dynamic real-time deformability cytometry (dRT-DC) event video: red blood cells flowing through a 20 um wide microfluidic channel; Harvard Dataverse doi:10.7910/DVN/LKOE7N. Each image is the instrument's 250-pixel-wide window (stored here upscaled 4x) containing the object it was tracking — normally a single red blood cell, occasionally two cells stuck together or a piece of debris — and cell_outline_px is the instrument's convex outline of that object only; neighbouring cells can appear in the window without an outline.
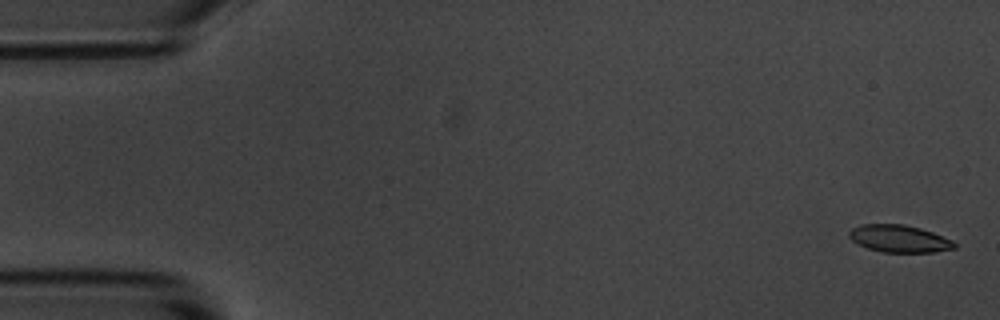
{"species": "common noctule bat (a hibernating species)", "species_latin": "Nyctalus noctula", "temperature_condition": "room temperature", "stored_images_in_passage": 5, "camera_frame_rate_fps": 3000, "um_per_image_px": 0.085, "animal": {"sex": "male", "body_mass_g": 20.1, "forearm_length_mm": 53.5}, "frame": {"image": 1, "passage_image": 1, "time_ms": 0.0, "image_size_px": [1000, 320], "cell_outline_px": [[956, 248], [936, 252], [884, 252], [868, 248], [852, 240], [848, 236], [848, 232], [852, 228], [860, 224], [904, 224], [920, 228], [932, 232], [952, 240], [956, 244]], "centroid_in_image_um": [76.44, 20.28], "position_along_channel_um": 8.6, "area_um2": 16.7}}
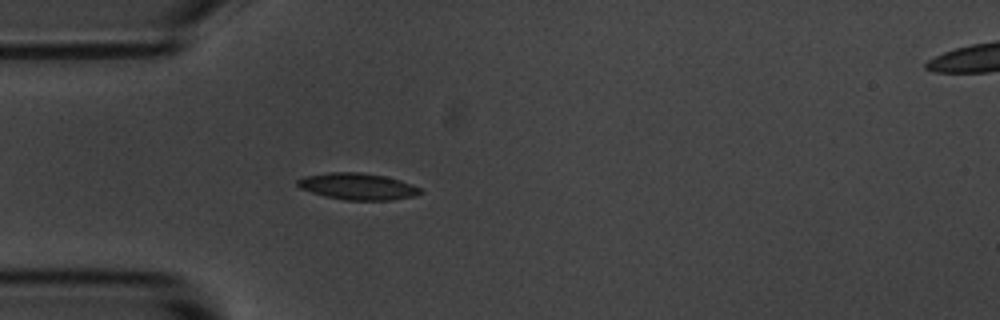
{"frame": {"image": 2, "passage_image": 5, "time_ms": 4.667, "image_size_px": [1000, 320], "cell_outline_px": [[420, 192], [412, 196], [392, 200], [344, 200], [324, 196], [300, 188], [296, 184], [296, 180], [304, 176], [328, 172], [360, 172], [384, 176], [400, 180], [420, 188]], "centroid_in_image_um": [30.33, 15.84], "position_along_channel_um": 54.7, "area_um2": 18.9}}